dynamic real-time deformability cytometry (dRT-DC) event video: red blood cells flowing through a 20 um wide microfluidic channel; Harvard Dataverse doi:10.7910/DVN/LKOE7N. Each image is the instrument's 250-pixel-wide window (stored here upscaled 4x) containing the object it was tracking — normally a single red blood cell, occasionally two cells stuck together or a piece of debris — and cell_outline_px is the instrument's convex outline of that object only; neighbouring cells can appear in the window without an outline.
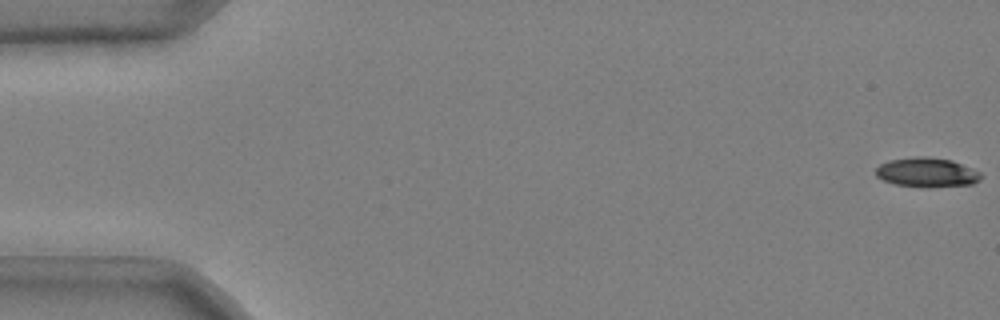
{"species": "common noctule bat (a hibernating species)", "species_latin": "Nyctalus noctula", "temperature_condition": "cold", "stored_images_in_passage": 49, "camera_frame_rate_fps": 3000, "um_per_image_px": 0.085, "animal": {"sex": "male", "body_mass_g": 20.4}, "frame": {"image": 1, "passage_image": 1, "time_ms": 0.0, "image_size_px": [1000, 320], "cell_outline_px": [[980, 180], [972, 184], [928, 188], [896, 184], [884, 180], [876, 176], [876, 168], [880, 164], [888, 160], [916, 156], [924, 156], [952, 160], [980, 172]], "centroid_in_image_um": [78.77, 14.65], "position_along_channel_um": 6.2, "area_um2": 18.03}}
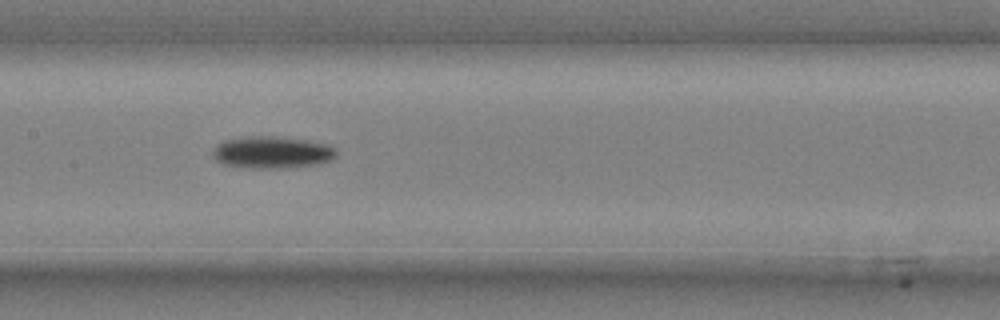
{"frame": {"image": 2, "passage_image": 27, "time_ms": 8.667, "image_size_px": [1000, 320], "cell_outline_px": [[336, 156], [332, 160], [316, 164], [288, 168], [252, 168], [224, 164], [216, 160], [212, 156], [212, 148], [216, 144], [224, 140], [248, 136], [272, 136], [312, 140], [328, 144], [336, 148]], "centroid_in_image_um": [23.13, 12.94], "position_along_channel_um": 184.3, "area_um2": 23.41}}
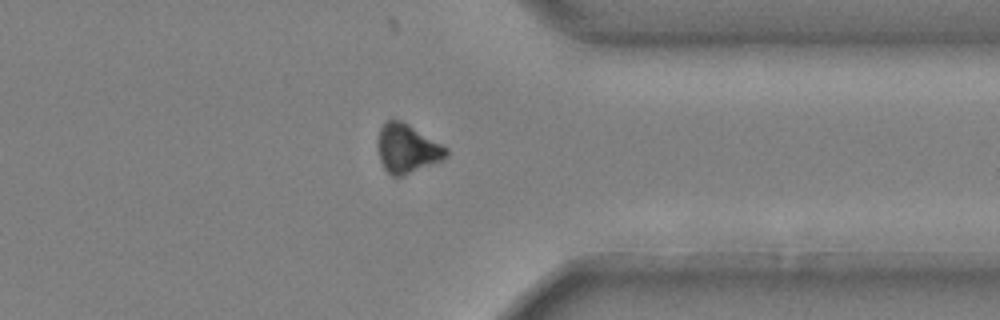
{"frame": {"image": 3, "passage_image": 43, "time_ms": 14.0, "image_size_px": [1000, 320], "cell_outline_px": [[448, 156], [440, 160], [404, 176], [392, 176], [384, 168], [380, 160], [376, 148], [376, 140], [380, 128], [388, 120], [400, 120], [408, 124], [448, 148]], "centroid_in_image_um": [34.56, 12.63], "position_along_channel_um": 376.8, "area_um2": 19.42}, "authors_computed_cell_mechanics": {"area_um2": 21.1548, "velocity_mm_per_s": 3.7088, "shape_relaxation_time_tau1_ms": 3.4221, "shape_relaxation_time_tau2_ms": null, "deformation_change_tau1": 0.1165, "deformation_change_tau2": null}}